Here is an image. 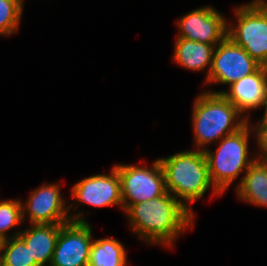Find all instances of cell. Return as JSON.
<instances>
[{
	"mask_svg": "<svg viewBox=\"0 0 267 266\" xmlns=\"http://www.w3.org/2000/svg\"><path fill=\"white\" fill-rule=\"evenodd\" d=\"M124 214L132 232L145 244L173 247L178 236L194 228L195 216L171 193L130 205Z\"/></svg>",
	"mask_w": 267,
	"mask_h": 266,
	"instance_id": "cell-1",
	"label": "cell"
},
{
	"mask_svg": "<svg viewBox=\"0 0 267 266\" xmlns=\"http://www.w3.org/2000/svg\"><path fill=\"white\" fill-rule=\"evenodd\" d=\"M158 159L164 171L166 191L194 216L190 204L204 197L209 189L212 197L221 195L210 181L204 151L185 150Z\"/></svg>",
	"mask_w": 267,
	"mask_h": 266,
	"instance_id": "cell-2",
	"label": "cell"
},
{
	"mask_svg": "<svg viewBox=\"0 0 267 266\" xmlns=\"http://www.w3.org/2000/svg\"><path fill=\"white\" fill-rule=\"evenodd\" d=\"M191 120L194 149L202 151L248 123V119L223 94L206 90L195 98Z\"/></svg>",
	"mask_w": 267,
	"mask_h": 266,
	"instance_id": "cell-3",
	"label": "cell"
},
{
	"mask_svg": "<svg viewBox=\"0 0 267 266\" xmlns=\"http://www.w3.org/2000/svg\"><path fill=\"white\" fill-rule=\"evenodd\" d=\"M251 135L254 132L248 122L236 133L223 137L216 144L215 152L208 147L204 150L210 181L221 195L257 159L256 154L249 153Z\"/></svg>",
	"mask_w": 267,
	"mask_h": 266,
	"instance_id": "cell-4",
	"label": "cell"
},
{
	"mask_svg": "<svg viewBox=\"0 0 267 266\" xmlns=\"http://www.w3.org/2000/svg\"><path fill=\"white\" fill-rule=\"evenodd\" d=\"M234 8L236 22L228 20L227 36L267 67V0H252Z\"/></svg>",
	"mask_w": 267,
	"mask_h": 266,
	"instance_id": "cell-5",
	"label": "cell"
},
{
	"mask_svg": "<svg viewBox=\"0 0 267 266\" xmlns=\"http://www.w3.org/2000/svg\"><path fill=\"white\" fill-rule=\"evenodd\" d=\"M71 194L74 199V202L69 204L71 221L88 222L84 218L85 212L78 210V213H75L74 211V208H78L79 204L83 205V203L96 208L119 206L124 212L121 179L114 166L109 174H95L78 181L71 188Z\"/></svg>",
	"mask_w": 267,
	"mask_h": 266,
	"instance_id": "cell-6",
	"label": "cell"
},
{
	"mask_svg": "<svg viewBox=\"0 0 267 266\" xmlns=\"http://www.w3.org/2000/svg\"><path fill=\"white\" fill-rule=\"evenodd\" d=\"M121 179L124 211L135 203L146 202L166 192L165 175L157 158L150 167L135 164L113 165Z\"/></svg>",
	"mask_w": 267,
	"mask_h": 266,
	"instance_id": "cell-7",
	"label": "cell"
},
{
	"mask_svg": "<svg viewBox=\"0 0 267 266\" xmlns=\"http://www.w3.org/2000/svg\"><path fill=\"white\" fill-rule=\"evenodd\" d=\"M261 65L257 63L243 48L226 36L215 47L208 78L203 84H220L228 87L254 73Z\"/></svg>",
	"mask_w": 267,
	"mask_h": 266,
	"instance_id": "cell-8",
	"label": "cell"
},
{
	"mask_svg": "<svg viewBox=\"0 0 267 266\" xmlns=\"http://www.w3.org/2000/svg\"><path fill=\"white\" fill-rule=\"evenodd\" d=\"M60 184L45 183L35 188L22 201L23 221L28 217L29 224H66L71 221L69 205L61 194ZM27 215V216H26Z\"/></svg>",
	"mask_w": 267,
	"mask_h": 266,
	"instance_id": "cell-9",
	"label": "cell"
},
{
	"mask_svg": "<svg viewBox=\"0 0 267 266\" xmlns=\"http://www.w3.org/2000/svg\"><path fill=\"white\" fill-rule=\"evenodd\" d=\"M89 222L60 224L50 266H88L94 240Z\"/></svg>",
	"mask_w": 267,
	"mask_h": 266,
	"instance_id": "cell-10",
	"label": "cell"
},
{
	"mask_svg": "<svg viewBox=\"0 0 267 266\" xmlns=\"http://www.w3.org/2000/svg\"><path fill=\"white\" fill-rule=\"evenodd\" d=\"M223 15L210 5L194 9L177 19V37L217 45L227 36L228 19Z\"/></svg>",
	"mask_w": 267,
	"mask_h": 266,
	"instance_id": "cell-11",
	"label": "cell"
},
{
	"mask_svg": "<svg viewBox=\"0 0 267 266\" xmlns=\"http://www.w3.org/2000/svg\"><path fill=\"white\" fill-rule=\"evenodd\" d=\"M228 88L229 90L207 91L223 94L249 120L251 111L259 109L264 99L267 67L260 66L254 73L239 79Z\"/></svg>",
	"mask_w": 267,
	"mask_h": 266,
	"instance_id": "cell-12",
	"label": "cell"
},
{
	"mask_svg": "<svg viewBox=\"0 0 267 266\" xmlns=\"http://www.w3.org/2000/svg\"><path fill=\"white\" fill-rule=\"evenodd\" d=\"M59 231L60 224H30L29 228L21 229L18 237L26 244L38 266H50Z\"/></svg>",
	"mask_w": 267,
	"mask_h": 266,
	"instance_id": "cell-13",
	"label": "cell"
},
{
	"mask_svg": "<svg viewBox=\"0 0 267 266\" xmlns=\"http://www.w3.org/2000/svg\"><path fill=\"white\" fill-rule=\"evenodd\" d=\"M216 46L177 37L173 46V61L176 65L193 72H201L206 69L205 82L211 69Z\"/></svg>",
	"mask_w": 267,
	"mask_h": 266,
	"instance_id": "cell-14",
	"label": "cell"
},
{
	"mask_svg": "<svg viewBox=\"0 0 267 266\" xmlns=\"http://www.w3.org/2000/svg\"><path fill=\"white\" fill-rule=\"evenodd\" d=\"M236 185V196L242 202L267 208V163L256 159Z\"/></svg>",
	"mask_w": 267,
	"mask_h": 266,
	"instance_id": "cell-15",
	"label": "cell"
},
{
	"mask_svg": "<svg viewBox=\"0 0 267 266\" xmlns=\"http://www.w3.org/2000/svg\"><path fill=\"white\" fill-rule=\"evenodd\" d=\"M127 265V251L119 240L111 237L93 240L88 266Z\"/></svg>",
	"mask_w": 267,
	"mask_h": 266,
	"instance_id": "cell-16",
	"label": "cell"
},
{
	"mask_svg": "<svg viewBox=\"0 0 267 266\" xmlns=\"http://www.w3.org/2000/svg\"><path fill=\"white\" fill-rule=\"evenodd\" d=\"M23 213H22V201L21 199H6L0 200V240H7L9 238L18 237L20 233L16 230L9 236L7 233L14 227L20 226L23 223Z\"/></svg>",
	"mask_w": 267,
	"mask_h": 266,
	"instance_id": "cell-17",
	"label": "cell"
},
{
	"mask_svg": "<svg viewBox=\"0 0 267 266\" xmlns=\"http://www.w3.org/2000/svg\"><path fill=\"white\" fill-rule=\"evenodd\" d=\"M4 266H38L26 244L19 238H9L1 243Z\"/></svg>",
	"mask_w": 267,
	"mask_h": 266,
	"instance_id": "cell-18",
	"label": "cell"
},
{
	"mask_svg": "<svg viewBox=\"0 0 267 266\" xmlns=\"http://www.w3.org/2000/svg\"><path fill=\"white\" fill-rule=\"evenodd\" d=\"M25 0H0V36H10L19 29Z\"/></svg>",
	"mask_w": 267,
	"mask_h": 266,
	"instance_id": "cell-19",
	"label": "cell"
},
{
	"mask_svg": "<svg viewBox=\"0 0 267 266\" xmlns=\"http://www.w3.org/2000/svg\"><path fill=\"white\" fill-rule=\"evenodd\" d=\"M254 137L256 138L257 159L265 161L267 159V125H251Z\"/></svg>",
	"mask_w": 267,
	"mask_h": 266,
	"instance_id": "cell-20",
	"label": "cell"
},
{
	"mask_svg": "<svg viewBox=\"0 0 267 266\" xmlns=\"http://www.w3.org/2000/svg\"><path fill=\"white\" fill-rule=\"evenodd\" d=\"M260 109H264V113L263 116L261 117L262 119L257 121V124H251L250 120H248V122L250 123V125H267V88L265 91V95H264V99L262 101V104L260 106Z\"/></svg>",
	"mask_w": 267,
	"mask_h": 266,
	"instance_id": "cell-21",
	"label": "cell"
},
{
	"mask_svg": "<svg viewBox=\"0 0 267 266\" xmlns=\"http://www.w3.org/2000/svg\"><path fill=\"white\" fill-rule=\"evenodd\" d=\"M0 266H4V263H3V253L0 249Z\"/></svg>",
	"mask_w": 267,
	"mask_h": 266,
	"instance_id": "cell-22",
	"label": "cell"
}]
</instances>
